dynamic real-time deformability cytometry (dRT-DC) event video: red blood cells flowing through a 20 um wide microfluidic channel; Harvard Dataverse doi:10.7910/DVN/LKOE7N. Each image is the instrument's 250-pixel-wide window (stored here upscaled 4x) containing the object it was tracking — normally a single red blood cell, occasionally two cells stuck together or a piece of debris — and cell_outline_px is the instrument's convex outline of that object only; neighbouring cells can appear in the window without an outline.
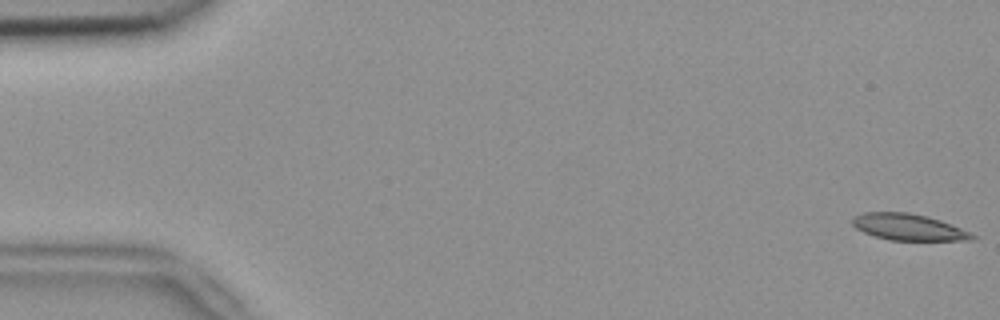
{"species": "common noctule bat (a hibernating species)", "species_latin": "Nyctalus noctula", "temperature_condition": "room temperature", "stored_images_in_passage": 48, "camera_frame_rate_fps": 3000, "um_per_image_px": 0.085, "animal": {"sex": "female", "body_mass_g": 18.4}, "frame": {"image": 1, "passage_image": 1, "time_ms": 0.0, "image_size_px": [1000, 320], "cell_outline_px": [[980, 236], [972, 240], [892, 240], [876, 236], [864, 232], [856, 228], [852, 224], [852, 216], [864, 212], [908, 212], [928, 216], [940, 220]], "centroid_in_image_um": [77.23, 19.29], "position_along_channel_um": 7.8, "area_um2": 18.44}}
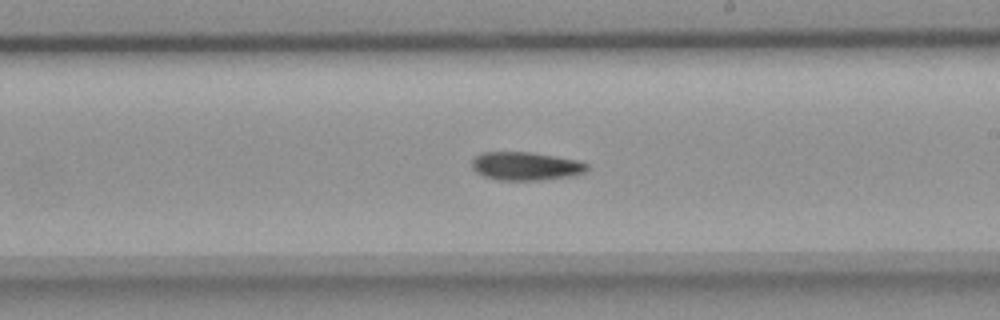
{"frame": {"image": 2, "passage_image": 31, "time_ms": 10.0, "image_size_px": [1000, 320], "cell_outline_px": [[588, 168], [584, 172], [572, 176], [544, 180], [500, 180], [484, 176], [476, 172], [472, 168], [472, 160], [480, 152], [532, 152], [576, 160], [588, 164]], "centroid_in_image_um": [44.67, 14.12], "position_along_channel_um": 244.3, "area_um2": 19.02}}
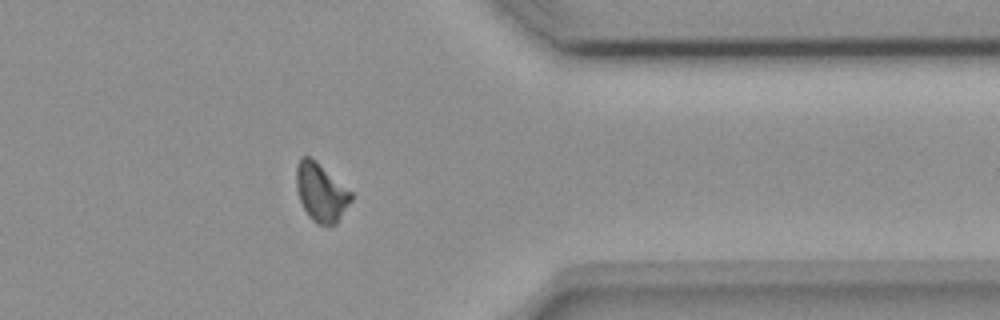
{"frame": {"image": 3, "passage_image": 43, "time_ms": 14.0, "image_size_px": [1000, 320], "cell_outline_px": [[352, 200], [336, 224], [316, 224], [308, 216], [300, 200], [296, 188], [296, 164], [300, 156], [308, 156], [316, 160], [352, 192]], "centroid_in_image_um": [27.27, 16.32], "position_along_channel_um": 384.1, "area_um2": 18.67}, "authors_computed_cell_mechanics": {"area_um2": 18.9873, "velocity_mm_per_s": 3.8108, "shape_relaxation_time_tau1_ms": 7.7074, "shape_relaxation_time_tau2_ms": null, "deformation_change_tau1": 0.1657, "deformation_change_tau2": null}}